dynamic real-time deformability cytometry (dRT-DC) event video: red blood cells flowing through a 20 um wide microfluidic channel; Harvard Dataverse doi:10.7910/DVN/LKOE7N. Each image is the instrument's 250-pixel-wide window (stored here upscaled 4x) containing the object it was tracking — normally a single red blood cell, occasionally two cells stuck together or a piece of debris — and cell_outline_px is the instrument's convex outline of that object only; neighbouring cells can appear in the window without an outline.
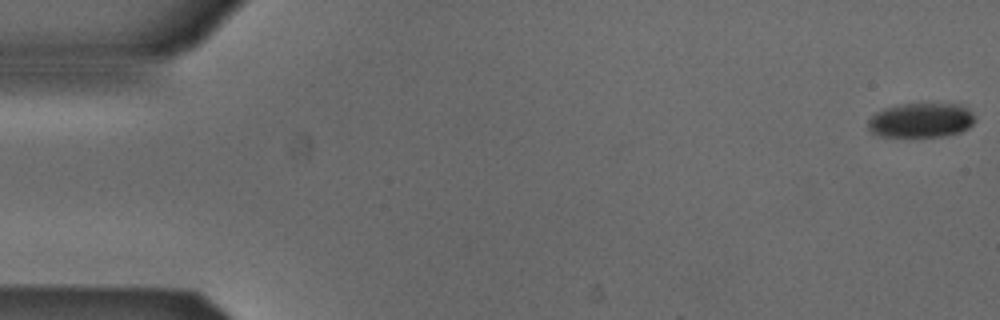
{"species": "Egyptian fruit bat (a non-hibernating species)", "species_latin": "Rousettus aegyptiacus", "temperature_condition": "cold", "stored_images_in_passage": 4, "camera_frame_rate_fps": 3000, "um_per_image_px": 0.085, "animal": {"sex": "male"}, "frame": {"image": 1, "passage_image": 1, "time_ms": 0.0, "image_size_px": [1000, 320], "cell_outline_px": [[976, 120], [968, 128], [960, 132], [944, 136], [884, 136], [872, 132], [868, 128], [868, 120], [876, 112], [884, 108], [900, 104], [960, 104], [968, 108], [972, 112]], "centroid_in_image_um": [78.31, 10.21], "position_along_channel_um": 6.7, "area_um2": 21.44}}